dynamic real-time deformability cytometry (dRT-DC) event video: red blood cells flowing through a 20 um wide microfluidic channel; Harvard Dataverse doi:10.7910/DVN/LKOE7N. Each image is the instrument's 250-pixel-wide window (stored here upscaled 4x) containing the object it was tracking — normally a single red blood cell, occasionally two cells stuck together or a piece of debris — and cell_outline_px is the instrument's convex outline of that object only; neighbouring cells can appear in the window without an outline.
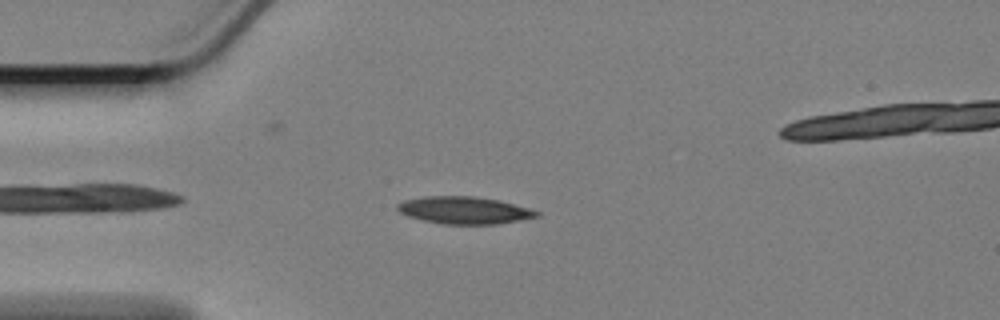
{"species": "Egyptian fruit bat (a non-hibernating species)", "species_latin": "Rousettus aegyptiacus", "temperature_condition": "cold", "stored_images_in_passage": 51, "camera_frame_rate_fps": 3000, "um_per_image_px": 0.085, "animal": {"sex": "female"}, "frame": {"image": 1, "passage_image": 6, "time_ms": 1.667, "image_size_px": [1000, 320], "cell_outline_px": [[540, 216], [520, 220], [496, 224], [444, 224], [424, 220], [408, 216], [400, 212], [396, 208], [396, 204], [404, 200], [424, 196], [472, 196], [500, 200], [528, 208], [540, 212]], "centroid_in_image_um": [39.45, 17.86], "position_along_channel_um": 45.5, "area_um2": 22.08}}
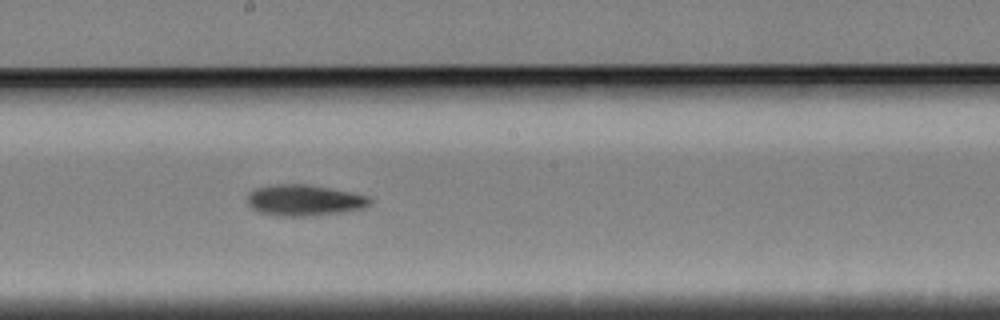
{"frame": {"image": 2, "passage_image": 23, "time_ms": 7.333, "image_size_px": [1000, 320], "cell_outline_px": [[372, 200], [364, 208], [340, 212], [308, 216], [280, 216], [260, 212], [252, 208], [248, 204], [248, 196], [256, 188], [276, 184], [308, 184], [368, 196]], "centroid_in_image_um": [25.85, 17.02], "position_along_channel_um": 222.3, "area_um2": 21.79}}
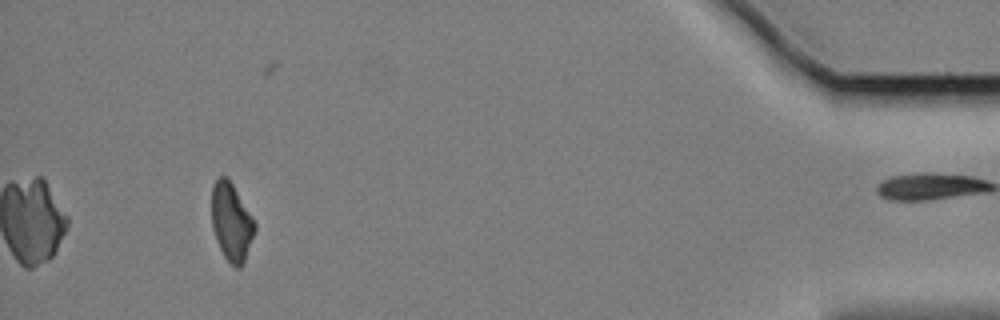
{"frame": {"image": 3, "passage_image": 46, "time_ms": 15.0, "image_size_px": [1000, 320], "cell_outline_px": [[256, 228], [244, 264], [240, 268], [236, 268], [224, 256], [216, 240], [212, 228], [212, 184], [220, 176], [224, 176], [232, 184], [252, 216], [256, 224]], "centroid_in_image_um": [19.67, 18.9], "position_along_channel_um": 415.5, "area_um2": 19.42}, "authors_computed_cell_mechanics": {"area_um2": 21.2126, "velocity_mm_per_s": 3.3847, "shape_relaxation_time_tau1_ms": 8.7878, "shape_relaxation_time_tau2_ms": null, "deformation_change_tau1": 0.179, "deformation_change_tau2": null}}